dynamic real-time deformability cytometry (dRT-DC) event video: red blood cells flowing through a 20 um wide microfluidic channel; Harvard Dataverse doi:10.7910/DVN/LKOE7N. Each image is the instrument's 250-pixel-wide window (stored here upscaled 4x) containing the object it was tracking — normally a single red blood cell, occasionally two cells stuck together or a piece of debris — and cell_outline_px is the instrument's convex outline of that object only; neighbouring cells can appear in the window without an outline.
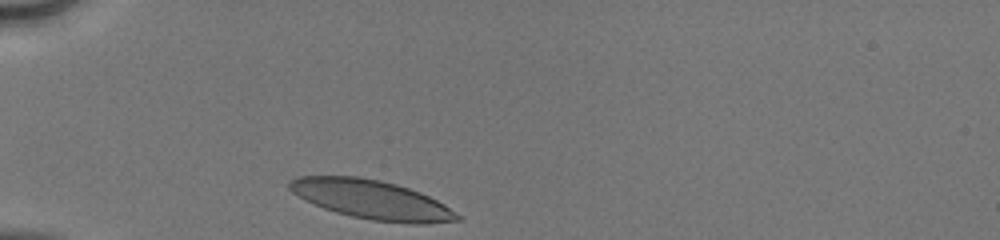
{"species": "human", "species_latin": "Homo sapiens", "temperature_condition": "cold", "stored_images_in_passage": 28, "camera_frame_rate_fps": 3000, "um_per_image_px": 0.085, "donor": {"sex": "male"}, "frame": {"image": 1, "passage_image": 1, "time_ms": 0.0, "image_size_px": [1000, 240], "cell_outline_px": [[464, 220], [424, 224], [412, 224], [372, 220], [352, 216], [336, 212], [324, 208], [304, 200], [292, 192], [288, 188], [288, 180], [296, 176], [360, 176], [380, 180], [396, 184], [420, 192], [444, 204], [460, 216]], "centroid_in_image_um": [31.57, 16.96], "position_along_channel_um": 53.4, "area_um2": 38.21}}
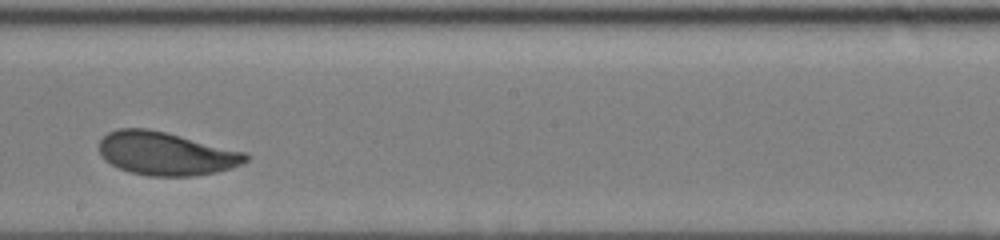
{"frame": {"image": 2, "passage_image": 16, "time_ms": 5.0, "image_size_px": [1000, 240], "cell_outline_px": [[252, 156], [248, 160], [240, 164], [216, 172], [192, 176], [148, 176], [128, 172], [104, 160], [100, 156], [100, 140], [108, 132], [116, 128], [148, 128], [244, 152]], "centroid_in_image_um": [14.06, 13.06], "position_along_channel_um": 234.1, "area_um2": 36.7}}
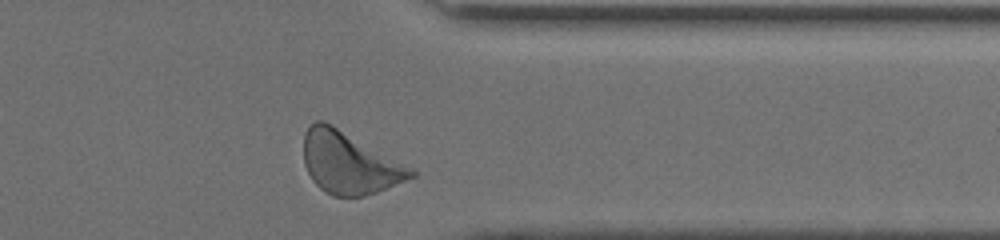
{"frame": {"image": 3, "passage_image": 27, "time_ms": 8.667, "image_size_px": [1000, 240], "cell_outline_px": [[416, 176], [376, 192], [364, 196], [332, 196], [324, 192], [312, 180], [304, 164], [304, 132], [316, 120], [324, 120], [332, 124], [416, 168]], "centroid_in_image_um": [29.72, 13.83], "position_along_channel_um": 381.7, "area_um2": 39.07}, "authors_computed_cell_mechanics": {"area_um2": 37.1943, "velocity_mm_per_s": 4.0808, "shape_relaxation_time_tau1_ms": 2.0533, "shape_relaxation_time_tau2_ms": 2.4331, "deformation_change_tau1": 0.1229, "deformation_change_tau2": 0.0717}}